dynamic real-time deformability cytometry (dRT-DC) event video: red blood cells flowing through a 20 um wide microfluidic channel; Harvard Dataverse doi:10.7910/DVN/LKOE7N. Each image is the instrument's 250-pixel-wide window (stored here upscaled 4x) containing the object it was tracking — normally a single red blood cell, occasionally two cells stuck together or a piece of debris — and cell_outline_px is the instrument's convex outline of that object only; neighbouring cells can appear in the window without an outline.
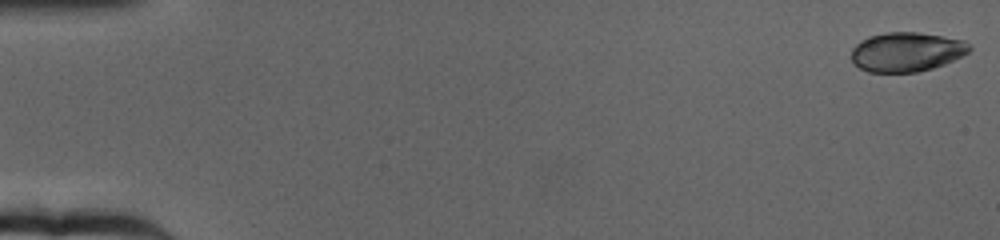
{"species": "human", "species_latin": "Homo sapiens", "temperature_condition": "cold", "stored_images_in_passage": 65, "camera_frame_rate_fps": 3000, "um_per_image_px": 0.085, "donor": {"sex": "female"}, "frame": {"image": 1, "passage_image": 1, "time_ms": 0.0, "image_size_px": [1000, 240], "cell_outline_px": [[972, 48], [968, 52], [944, 64], [932, 68], [916, 72], [868, 72], [852, 64], [852, 48], [856, 44], [868, 36], [888, 32], [920, 32], [964, 40]], "centroid_in_image_um": [77.03, 4.41], "position_along_channel_um": 8.0, "area_um2": 27.05}}
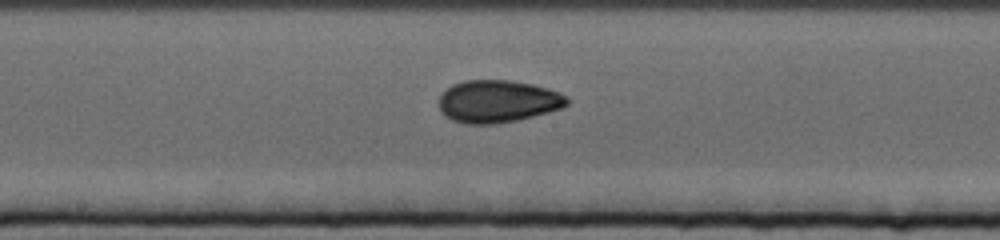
{"frame": {"image": 2, "passage_image": 35, "time_ms": 11.333, "image_size_px": [1000, 240], "cell_outline_px": [[568, 104], [560, 108], [548, 112], [516, 120], [492, 124], [464, 124], [452, 120], [440, 112], [440, 92], [452, 84], [464, 80], [512, 80], [532, 84], [548, 88], [560, 92], [568, 96]], "centroid_in_image_um": [42.29, 8.6], "position_along_channel_um": 205.9, "area_um2": 31.85}}
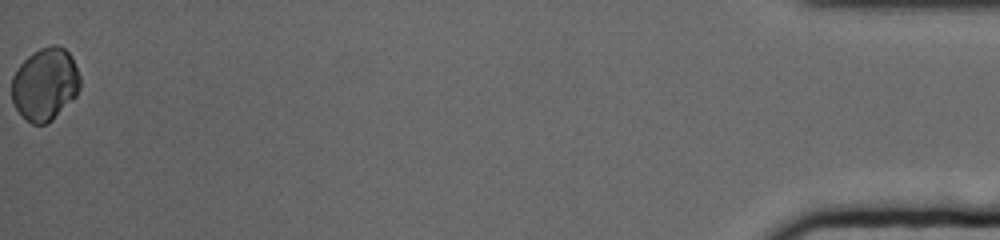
{"frame": {"image": 3, "passage_image": 65, "time_ms": 21.333, "image_size_px": [1000, 240], "cell_outline_px": [[80, 88], [76, 96], [52, 120], [44, 124], [32, 124], [16, 108], [12, 100], [12, 76], [16, 68], [28, 56], [40, 48], [52, 44], [56, 44], [64, 48], [68, 52], [80, 76]], "centroid_in_image_um": [3.82, 7.14], "position_along_channel_um": 431.4, "area_um2": 28.73}, "authors_computed_cell_mechanics": {"area_um2": 29.8826, "velocity_mm_per_s": 3.1607, "shape_relaxation_time_tau1_ms": 6.9165, "shape_relaxation_time_tau2_ms": 2.155, "deformation_change_tau1": 0.1333, "deformation_change_tau2": 0.0419}}